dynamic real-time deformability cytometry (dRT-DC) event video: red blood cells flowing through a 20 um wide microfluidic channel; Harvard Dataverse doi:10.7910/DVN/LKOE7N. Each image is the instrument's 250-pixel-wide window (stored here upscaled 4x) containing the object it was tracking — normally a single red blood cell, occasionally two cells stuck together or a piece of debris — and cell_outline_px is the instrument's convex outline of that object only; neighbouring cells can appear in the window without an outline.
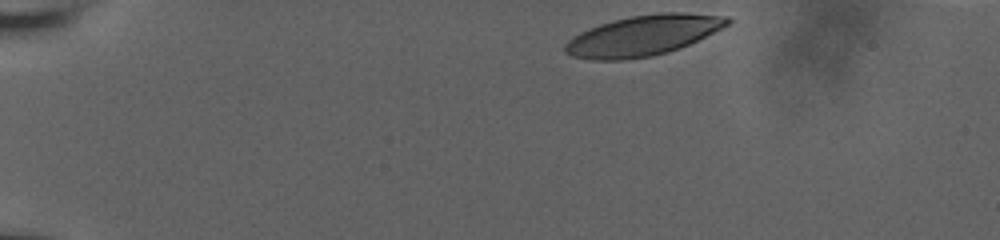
{"species": "human", "species_latin": "Homo sapiens", "temperature_condition": "room temperature", "stored_images_in_passage": 40, "camera_frame_rate_fps": 3000, "um_per_image_px": 0.085, "donor": {"sex": "male"}, "frame": {"image": 1, "passage_image": 1, "time_ms": 0.0, "image_size_px": [1000, 240], "cell_outline_px": [[732, 24], [680, 48], [668, 52], [652, 56], [624, 60], [592, 60], [572, 56], [564, 52], [564, 44], [568, 40], [580, 32], [600, 24], [612, 20], [632, 16], [660, 12], [684, 12], [728, 16], [732, 20]], "centroid_in_image_um": [54.69, 3.01], "position_along_channel_um": 30.3, "area_um2": 38.44}}
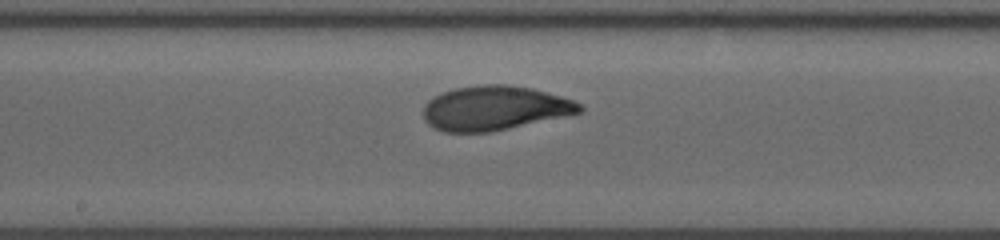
{"frame": {"image": 2, "passage_image": 23, "time_ms": 7.333, "image_size_px": [1000, 240], "cell_outline_px": [[584, 108], [580, 112], [508, 128], [488, 132], [444, 132], [432, 128], [424, 120], [424, 104], [432, 96], [456, 88], [484, 84], [508, 84], [532, 88], [560, 96], [572, 100], [580, 104]], "centroid_in_image_um": [41.98, 9.18], "position_along_channel_um": 206.2, "area_um2": 40.11}}
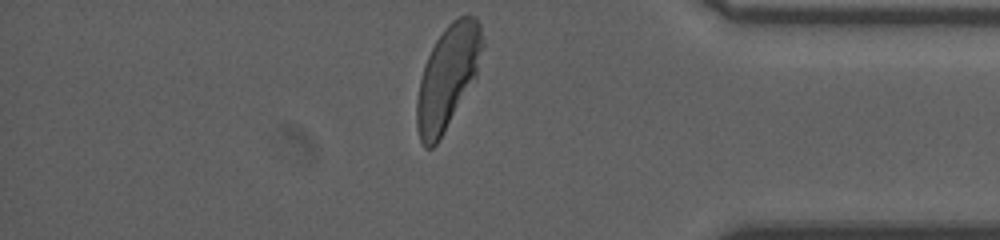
{"frame": {"image": 3, "passage_image": 40, "time_ms": 13.0, "image_size_px": [1000, 240], "cell_outline_px": [[484, 44], [476, 76], [436, 144], [432, 148], [424, 148], [420, 140], [416, 128], [416, 100], [420, 80], [424, 64], [436, 40], [444, 28], [452, 20], [460, 16], [476, 16], [480, 24], [484, 40]], "centroid_in_image_um": [38.04, 6.52], "position_along_channel_um": 397.2, "area_um2": 39.13}, "authors_computed_cell_mechanics": {"area_um2": 39.9976, "velocity_mm_per_s": 3.7136, "shape_relaxation_time_tau1_ms": 3.4231, "shape_relaxation_time_tau2_ms": 1.2061, "deformation_change_tau1": 0.1673, "deformation_change_tau2": 0.0641}}